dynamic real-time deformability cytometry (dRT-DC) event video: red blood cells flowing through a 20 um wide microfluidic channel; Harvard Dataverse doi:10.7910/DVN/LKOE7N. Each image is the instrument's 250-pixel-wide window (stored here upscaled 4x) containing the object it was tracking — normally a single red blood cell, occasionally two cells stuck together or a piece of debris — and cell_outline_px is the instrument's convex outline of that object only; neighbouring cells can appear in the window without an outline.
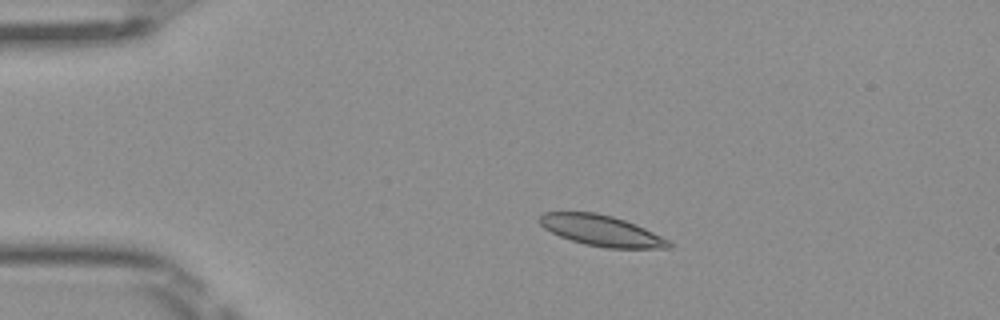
{"species": "Egyptian fruit bat (a non-hibernating species)", "species_latin": "Rousettus aegyptiacus", "temperature_condition": "room temperature", "stored_images_in_passage": 41, "camera_frame_rate_fps": 3000, "um_per_image_px": 0.085, "frame": {"image": 1, "passage_image": 1, "time_ms": 0.0, "image_size_px": [1000, 320], "cell_outline_px": [[672, 248], [604, 248], [584, 244], [560, 236], [544, 228], [540, 224], [540, 216], [544, 212], [596, 212], [612, 216], [636, 224], [668, 240], [672, 244]], "centroid_in_image_um": [51.12, 19.6], "position_along_channel_um": 33.9, "area_um2": 23.0}}
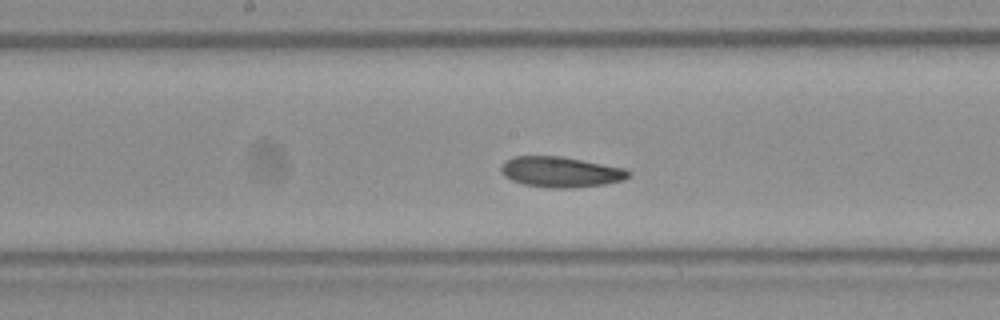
{"frame": {"image": 2, "passage_image": 17, "time_ms": 5.333, "image_size_px": [1000, 320], "cell_outline_px": [[632, 176], [624, 180], [604, 184], [572, 188], [548, 188], [524, 184], [512, 180], [504, 176], [500, 172], [500, 164], [504, 160], [512, 156], [564, 156], [624, 168], [632, 172]], "centroid_in_image_um": [47.65, 14.61], "position_along_channel_um": 200.6, "area_um2": 23.06}}
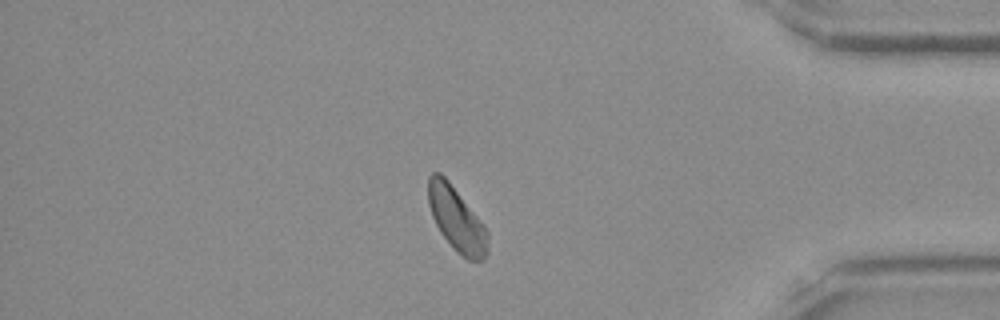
{"frame": {"image": 3, "passage_image": 34, "time_ms": 11.0, "image_size_px": [1000, 320], "cell_outline_px": [[488, 252], [484, 260], [468, 260], [456, 252], [452, 248], [440, 232], [432, 216], [428, 204], [428, 176], [432, 172], [440, 172], [448, 180], [484, 224], [488, 232]], "centroid_in_image_um": [38.81, 18.64], "position_along_channel_um": 396.4, "area_um2": 22.43}, "authors_computed_cell_mechanics": {"area_um2": 22.542, "velocity_mm_per_s": 3.9994, "shape_relaxation_time_tau1_ms": null, "shape_relaxation_time_tau2_ms": 9.5882, "deformation_change_tau1": null, "deformation_change_tau2": 0.1754}}